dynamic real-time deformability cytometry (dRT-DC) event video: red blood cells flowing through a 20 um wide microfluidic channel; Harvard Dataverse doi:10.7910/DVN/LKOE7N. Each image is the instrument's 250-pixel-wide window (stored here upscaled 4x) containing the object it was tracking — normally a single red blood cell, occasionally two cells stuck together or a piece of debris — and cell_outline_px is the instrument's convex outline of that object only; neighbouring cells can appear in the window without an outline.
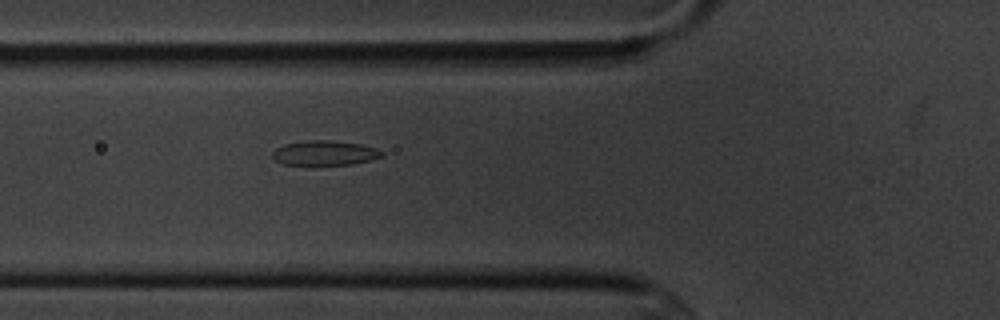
{"species": "common noctule bat (a hibernating species)", "species_latin": "Nyctalus noctula", "temperature_condition": "cold", "stored_images_in_passage": 3, "camera_frame_rate_fps": 3000, "um_per_image_px": 0.085, "animal": {"sex": "male", "body_mass_g": 20.1, "forearm_length_mm": 53.5}, "frame": {"image": 1, "passage_image": 3, "time_ms": 2.0, "image_size_px": [1000, 320], "cell_outline_px": [[384, 156], [352, 164], [280, 164], [272, 156], [272, 152], [276, 148], [284, 144], [312, 140], [328, 140], [360, 144], [376, 148], [384, 152]], "centroid_in_image_um": [27.6, 13.0], "position_along_channel_um": 98.2, "area_um2": 15.49}}